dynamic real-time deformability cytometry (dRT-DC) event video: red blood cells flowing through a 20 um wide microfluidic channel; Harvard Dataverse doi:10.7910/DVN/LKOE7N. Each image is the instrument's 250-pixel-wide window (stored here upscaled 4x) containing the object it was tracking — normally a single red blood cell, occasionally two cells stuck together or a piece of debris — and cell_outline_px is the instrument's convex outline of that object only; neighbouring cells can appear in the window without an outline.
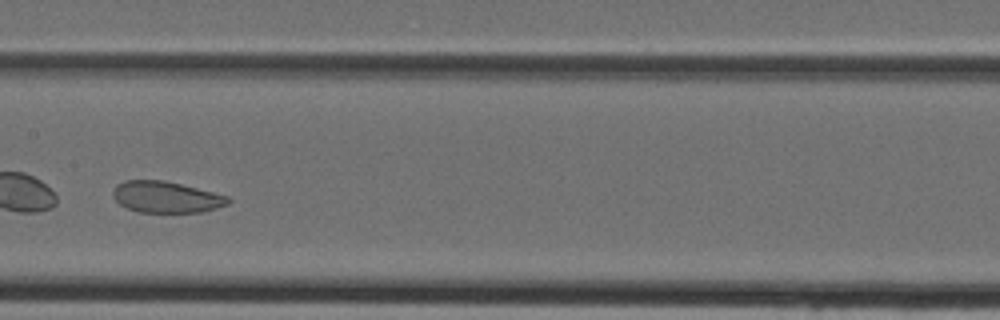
{"species": "Egyptian fruit bat (a non-hibernating species)", "species_latin": "Rousettus aegyptiacus", "temperature_condition": "cold", "stored_images_in_passage": 30, "camera_frame_rate_fps": 3000, "um_per_image_px": 0.085, "animal": {"sex": "female"}, "frame": {"image": 1, "passage_image": 13, "time_ms": 4.0, "image_size_px": [1000, 320], "cell_outline_px": [[232, 200], [228, 204], [216, 208], [200, 212], [140, 212], [128, 208], [120, 204], [112, 196], [112, 192], [116, 184], [124, 180], [164, 180], [228, 196]], "centroid_in_image_um": [14.1, 16.74], "position_along_channel_um": 193.3, "area_um2": 20.92}}
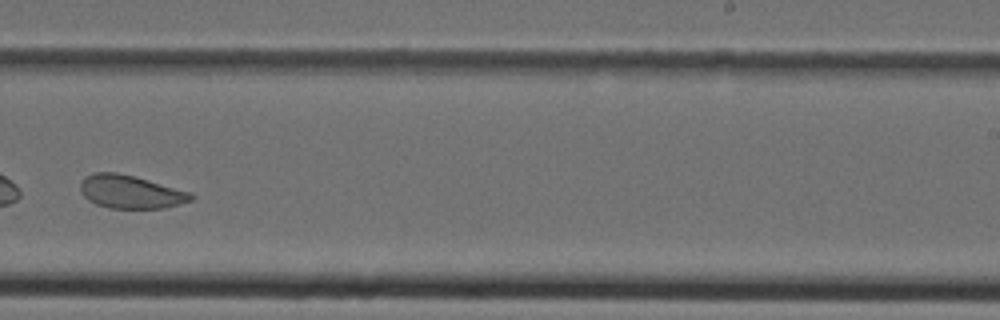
{"frame": {"image": 2, "passage_image": 18, "time_ms": 5.667, "image_size_px": [1000, 320], "cell_outline_px": [[196, 196], [192, 200], [180, 204], [164, 208], [108, 208], [96, 204], [88, 200], [80, 192], [80, 184], [84, 176], [92, 172], [116, 172], [132, 176], [192, 192]], "centroid_in_image_um": [11.09, 16.31], "position_along_channel_um": 277.9, "area_um2": 21.5}}